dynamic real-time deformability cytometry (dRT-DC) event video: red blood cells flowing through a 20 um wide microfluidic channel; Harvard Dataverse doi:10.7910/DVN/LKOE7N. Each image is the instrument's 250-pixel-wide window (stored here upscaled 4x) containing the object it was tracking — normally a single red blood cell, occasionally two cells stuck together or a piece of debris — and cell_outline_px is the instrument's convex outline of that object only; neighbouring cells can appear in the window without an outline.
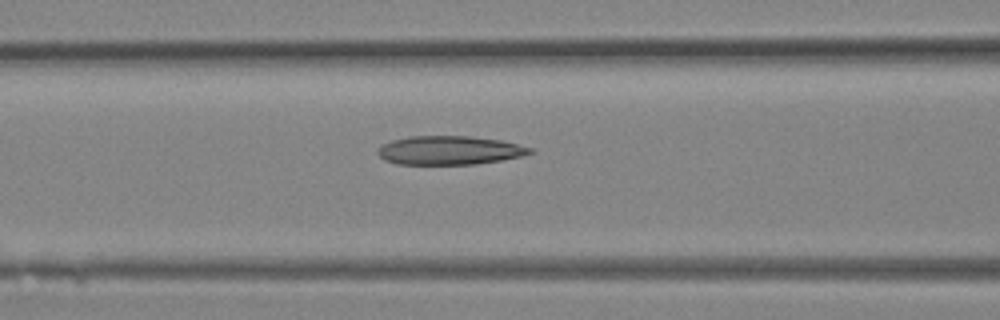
{"species": "Egyptian fruit bat (a non-hibernating species)", "species_latin": "Rousettus aegyptiacus", "temperature_condition": "room temperature", "stored_images_in_passage": 16, "camera_frame_rate_fps": 3000, "um_per_image_px": 0.085, "animal": {"sex": "female"}, "frame": {"image": 1, "passage_image": 12, "time_ms": 3.667, "image_size_px": [1000, 320], "cell_outline_px": [[536, 152], [520, 156], [500, 160], [476, 164], [396, 164], [384, 160], [376, 152], [376, 148], [392, 140], [408, 136], [472, 136], [500, 140], [532, 148]], "centroid_in_image_um": [38.17, 12.77], "position_along_channel_um": 128.4, "area_um2": 25.55}}
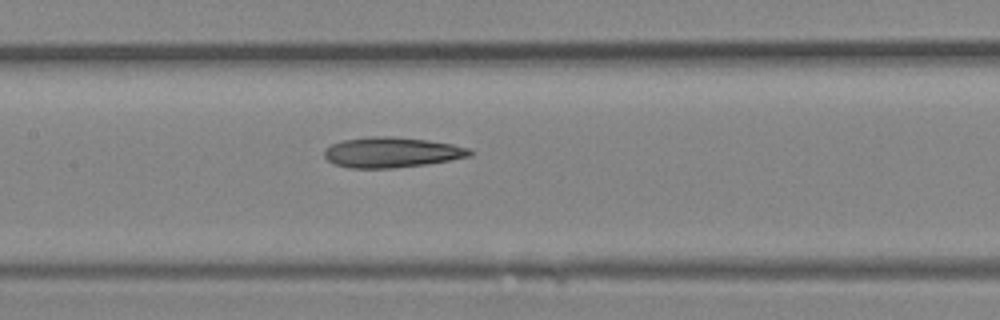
{"frame": {"image": 2, "passage_image": 14, "time_ms": 4.333, "image_size_px": [1000, 320], "cell_outline_px": [[476, 152], [472, 156], [424, 164], [392, 168], [348, 168], [336, 164], [328, 160], [324, 156], [324, 148], [332, 144], [344, 140], [376, 136], [388, 136], [428, 140], [452, 144], [468, 148]], "centroid_in_image_um": [33.3, 12.95], "position_along_channel_um": 174.1, "area_um2": 25.55}}
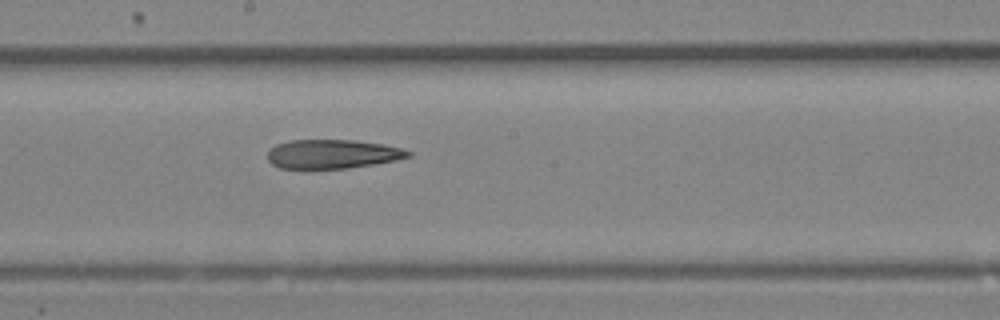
{"frame": {"image": 3, "passage_image": 16, "time_ms": 5.0, "image_size_px": [1000, 320], "cell_outline_px": [[412, 156], [396, 160], [348, 168], [308, 172], [280, 168], [272, 164], [268, 160], [268, 152], [276, 144], [288, 140], [356, 140], [384, 144], [400, 148], [412, 152]], "centroid_in_image_um": [28.2, 13.13], "position_along_channel_um": 220.0, "area_um2": 24.68}}